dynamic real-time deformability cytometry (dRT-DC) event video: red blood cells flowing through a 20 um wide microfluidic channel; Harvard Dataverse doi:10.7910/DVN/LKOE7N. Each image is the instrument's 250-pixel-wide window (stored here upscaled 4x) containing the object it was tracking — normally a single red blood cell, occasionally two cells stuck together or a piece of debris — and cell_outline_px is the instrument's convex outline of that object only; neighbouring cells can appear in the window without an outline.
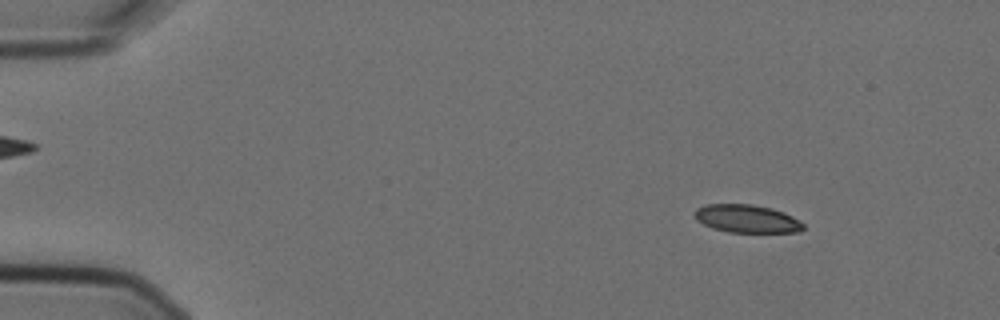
{"species": "Egyptian fruit bat (a non-hibernating species)", "species_latin": "Rousettus aegyptiacus", "temperature_condition": "cold", "stored_images_in_passage": 4, "camera_frame_rate_fps": 3000, "um_per_image_px": 0.085, "animal": {"sex": "female"}, "frame": {"image": 1, "passage_image": 1, "time_ms": 0.0, "image_size_px": [1000, 320], "cell_outline_px": [[804, 228], [800, 232], [728, 232], [712, 228], [696, 220], [692, 216], [692, 212], [696, 208], [704, 204], [752, 204], [772, 208], [784, 212], [800, 220], [804, 224]], "centroid_in_image_um": [63.45, 18.58], "position_along_channel_um": 21.6, "area_um2": 18.03}}
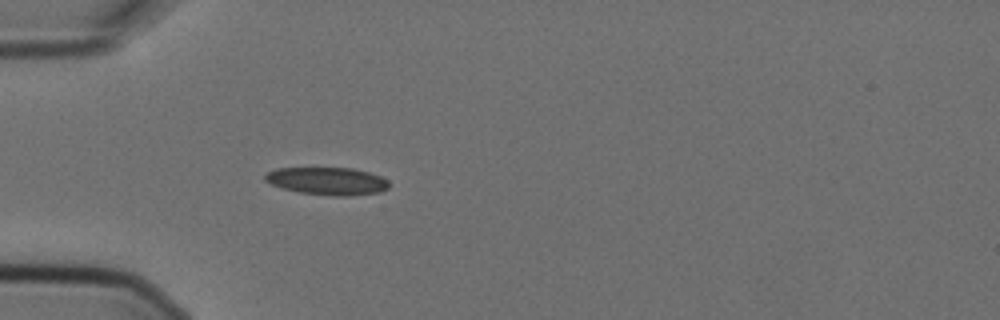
{"frame": {"image": 2, "passage_image": 4, "time_ms": 1.0, "image_size_px": [1000, 320], "cell_outline_px": [[388, 188], [380, 192], [352, 196], [332, 196], [300, 192], [284, 188], [272, 184], [264, 180], [264, 176], [268, 172], [276, 168], [352, 168], [368, 172], [380, 176], [388, 180]], "centroid_in_image_um": [27.84, 15.39], "position_along_channel_um": 57.2, "area_um2": 19.88}}